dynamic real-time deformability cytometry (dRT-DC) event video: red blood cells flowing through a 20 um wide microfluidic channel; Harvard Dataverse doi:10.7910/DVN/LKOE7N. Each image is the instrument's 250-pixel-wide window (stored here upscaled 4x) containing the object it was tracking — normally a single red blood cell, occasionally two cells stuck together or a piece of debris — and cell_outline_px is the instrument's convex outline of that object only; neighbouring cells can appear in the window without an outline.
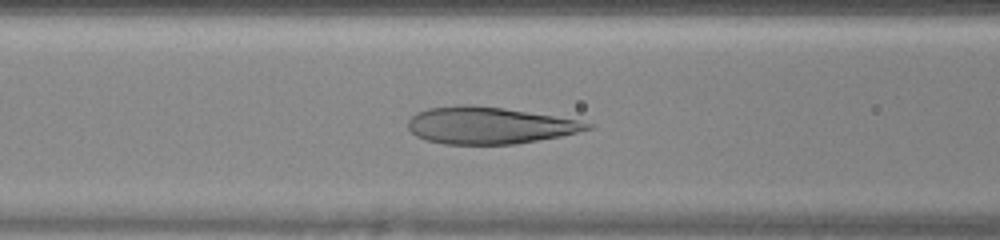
{"species": "human", "species_latin": "Homo sapiens", "temperature_condition": "warm", "stored_images_in_passage": 33, "camera_frame_rate_fps": 3000, "um_per_image_px": 0.085, "donor": {"sex": "female"}, "frame": {"image": 1, "passage_image": 10, "time_ms": 3.0, "image_size_px": [1000, 240], "cell_outline_px": [[596, 124], [592, 128], [560, 136], [516, 144], [444, 144], [428, 140], [416, 136], [408, 128], [408, 120], [416, 112], [428, 108], [460, 104], [468, 104], [504, 108], [576, 120]], "centroid_in_image_um": [41.54, 10.65], "position_along_channel_um": 125.1, "area_um2": 38.32}}
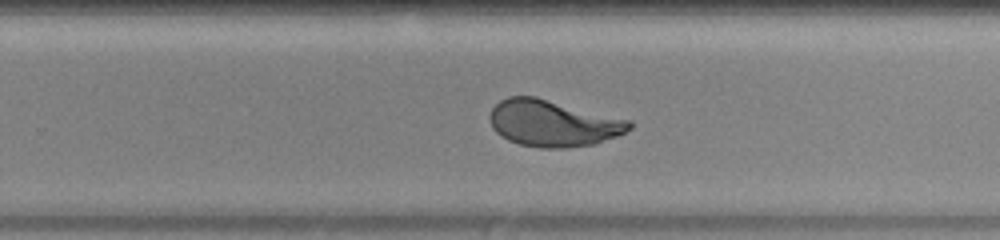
{"frame": {"image": 2, "passage_image": 21, "time_ms": 6.667, "image_size_px": [1000, 240], "cell_outline_px": [[632, 128], [616, 136], [596, 144], [564, 148], [540, 148], [520, 144], [508, 140], [500, 136], [492, 128], [488, 116], [492, 108], [500, 100], [508, 96], [536, 96], [632, 120]], "centroid_in_image_um": [47.0, 10.47], "position_along_channel_um": 282.8, "area_um2": 38.21}}
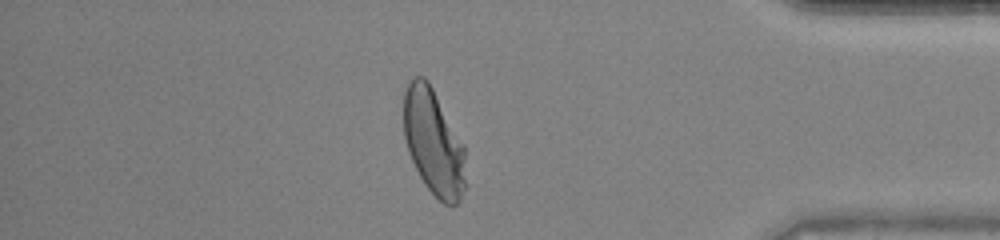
{"frame": {"image": 3, "passage_image": 31, "time_ms": 10.0, "image_size_px": [1000, 240], "cell_outline_px": [[464, 188], [460, 200], [452, 208], [444, 204], [424, 184], [408, 152], [404, 136], [404, 92], [408, 84], [416, 76], [424, 76], [428, 80], [464, 144]], "centroid_in_image_um": [36.85, 12.09], "position_along_channel_um": 398.4, "area_um2": 37.97}}